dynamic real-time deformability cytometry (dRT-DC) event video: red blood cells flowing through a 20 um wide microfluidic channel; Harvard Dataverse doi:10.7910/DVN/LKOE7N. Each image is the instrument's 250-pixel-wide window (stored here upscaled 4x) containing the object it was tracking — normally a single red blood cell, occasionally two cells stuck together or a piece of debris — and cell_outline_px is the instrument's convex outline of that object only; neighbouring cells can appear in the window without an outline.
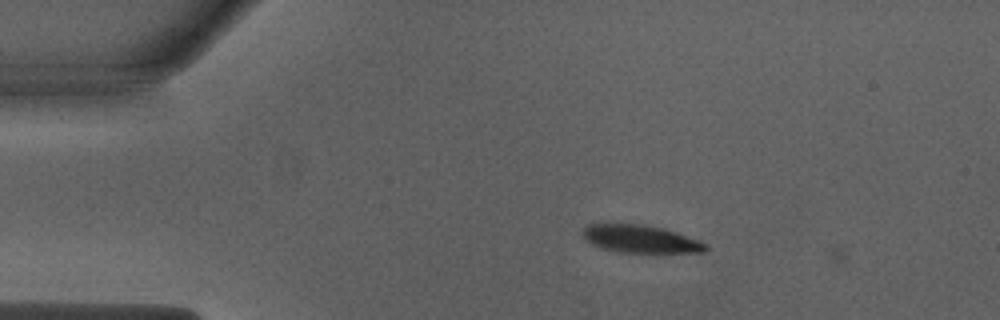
{"species": "Egyptian fruit bat (a non-hibernating species)", "species_latin": "Rousettus aegyptiacus", "temperature_condition": "warm", "stored_images_in_passage": 3, "camera_frame_rate_fps": 3000, "um_per_image_px": 0.085, "animal": {"sex": "male"}, "frame": {"image": 1, "passage_image": 1, "time_ms": 0.0, "image_size_px": [1000, 320], "cell_outline_px": [[708, 248], [704, 252], [620, 252], [604, 248], [592, 244], [584, 240], [580, 232], [588, 224], [600, 220], [644, 224], [660, 228], [696, 240], [704, 244]], "centroid_in_image_um": [54.23, 20.25], "position_along_channel_um": 30.8, "area_um2": 20.11}}